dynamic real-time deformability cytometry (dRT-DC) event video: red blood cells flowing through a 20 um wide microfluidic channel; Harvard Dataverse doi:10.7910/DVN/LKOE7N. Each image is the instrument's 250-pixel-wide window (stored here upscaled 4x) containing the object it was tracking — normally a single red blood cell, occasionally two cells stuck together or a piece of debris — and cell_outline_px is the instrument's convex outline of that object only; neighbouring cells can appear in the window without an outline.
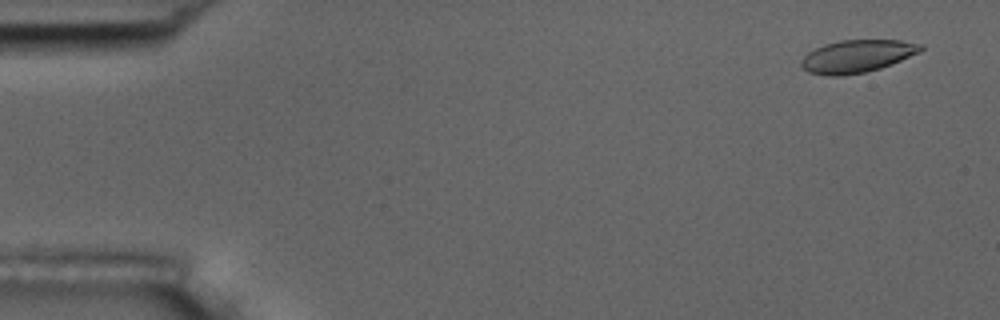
{"species": "common noctule bat (a hibernating species)", "species_latin": "Nyctalus noctula", "temperature_condition": "room temperature", "stored_images_in_passage": 5, "camera_frame_rate_fps": 3000, "um_per_image_px": 0.085, "animal": {"sex": "male", "body_mass_g": 17.5, "forearm_length_mm": 52.3}, "frame": {"image": 1, "passage_image": 1, "time_ms": 0.0, "image_size_px": [1000, 320], "cell_outline_px": [[924, 48], [920, 52], [892, 64], [880, 68], [864, 72], [840, 76], [828, 76], [808, 72], [800, 64], [800, 60], [808, 52], [824, 44], [840, 40], [900, 40], [924, 44]], "centroid_in_image_um": [72.86, 4.77], "position_along_channel_um": 12.1, "area_um2": 22.77}}